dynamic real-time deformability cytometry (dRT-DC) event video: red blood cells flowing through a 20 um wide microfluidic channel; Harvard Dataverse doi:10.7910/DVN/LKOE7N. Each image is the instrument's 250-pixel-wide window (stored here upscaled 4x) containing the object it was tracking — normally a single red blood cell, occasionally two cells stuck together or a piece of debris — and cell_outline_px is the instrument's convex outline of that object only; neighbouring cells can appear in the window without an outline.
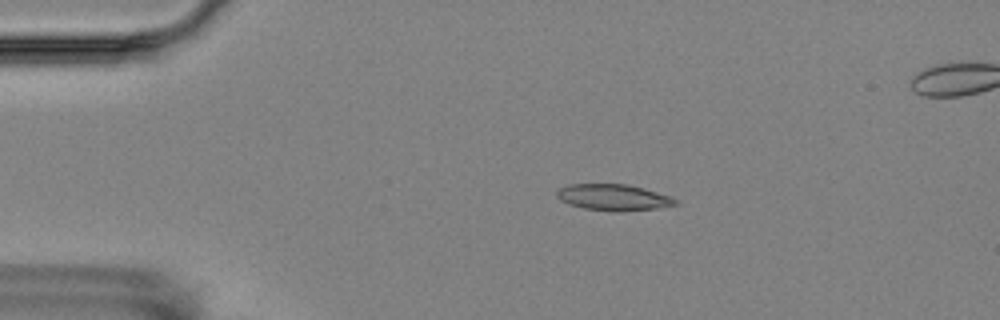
{"species": "Egyptian fruit bat (a non-hibernating species)", "species_latin": "Rousettus aegyptiacus", "temperature_condition": "room temperature", "stored_images_in_passage": 5, "camera_frame_rate_fps": 3000, "um_per_image_px": 0.085, "animal": {"sex": "female"}, "frame": {"image": 1, "passage_image": 3, "time_ms": 2.333, "image_size_px": [1000, 320], "cell_outline_px": [[680, 204], [656, 208], [616, 212], [584, 208], [568, 204], [560, 200], [556, 196], [556, 192], [560, 188], [568, 184], [628, 184], [644, 188], [680, 200]], "centroid_in_image_um": [52.14, 16.77], "position_along_channel_um": 32.9, "area_um2": 18.21}}
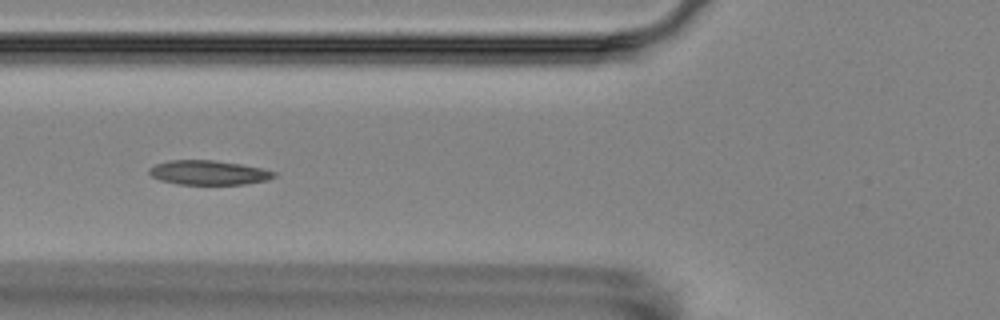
{"frame": {"image": 2, "passage_image": 5, "time_ms": 5.667, "image_size_px": [1000, 320], "cell_outline_px": [[276, 176], [268, 180], [244, 184], [180, 184], [160, 180], [152, 176], [148, 172], [148, 168], [156, 164], [172, 160], [212, 160], [240, 164], [260, 168], [276, 172]], "centroid_in_image_um": [17.72, 14.67], "position_along_channel_um": 108.1, "area_um2": 17.57}}